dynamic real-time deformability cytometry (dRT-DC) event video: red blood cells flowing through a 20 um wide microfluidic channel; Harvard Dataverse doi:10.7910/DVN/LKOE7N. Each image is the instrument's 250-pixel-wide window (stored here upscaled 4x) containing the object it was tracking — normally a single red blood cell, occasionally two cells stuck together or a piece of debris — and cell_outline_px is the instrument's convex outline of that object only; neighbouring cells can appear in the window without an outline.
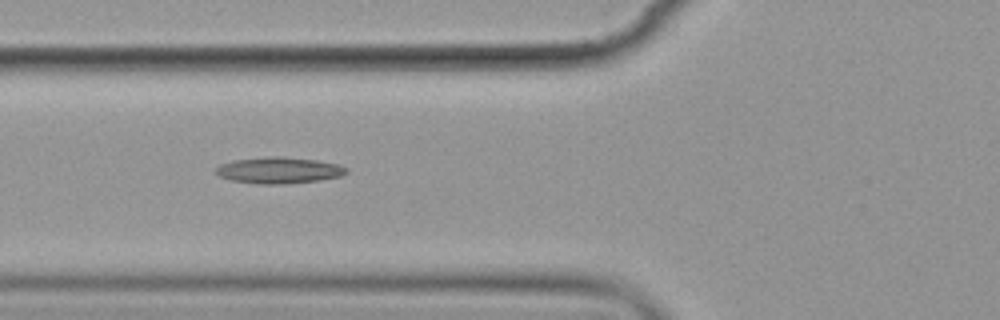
{"species": "common noctule bat (a hibernating species)", "species_latin": "Nyctalus noctula", "temperature_condition": "cold", "stored_images_in_passage": 15, "segment_of_instrument_passage": [1, 2], "camera_frame_rate_fps": 3000, "um_per_image_px": 0.085, "animal": {"sex": "female", "body_mass_g": 19.9}, "frame": {"image": 1, "passage_image": 5, "time_ms": 5.667, "image_size_px": [1000, 320], "cell_outline_px": [[348, 172], [340, 176], [320, 180], [284, 184], [256, 184], [232, 180], [220, 176], [216, 172], [216, 168], [220, 164], [232, 160], [272, 156], [284, 156], [316, 160], [340, 164], [348, 168]], "centroid_in_image_um": [23.73, 14.47], "position_along_channel_um": 102.1, "area_um2": 20.11}}
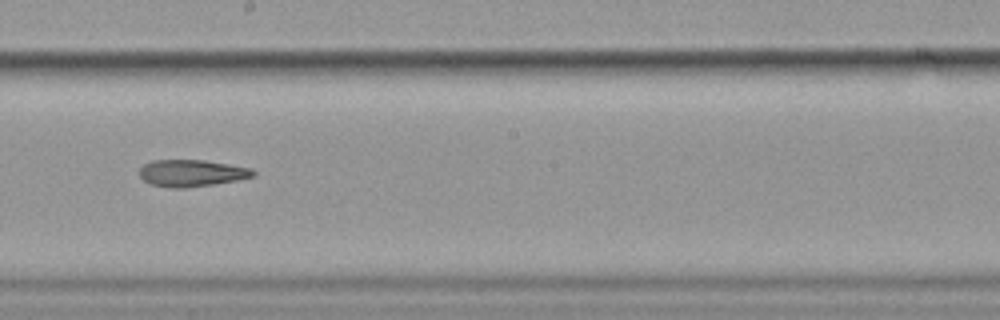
{"frame": {"image": 2, "passage_image": 8, "time_ms": 9.333, "image_size_px": [1000, 320], "cell_outline_px": [[256, 176], [236, 180], [212, 184], [184, 188], [172, 188], [152, 184], [144, 180], [140, 176], [140, 168], [144, 164], [152, 160], [204, 160], [252, 168], [256, 172]], "centroid_in_image_um": [16.31, 14.7], "position_along_channel_um": 231.9, "area_um2": 17.69}}
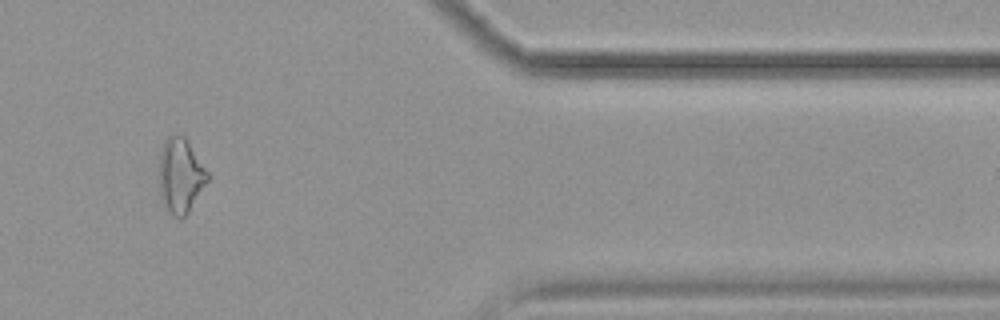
{"frame": {"image": 3, "passage_image": 12, "time_ms": 14.667, "image_size_px": [1000, 320], "cell_outline_px": [[208, 180], [188, 212], [180, 220], [168, 212], [164, 208], [160, 196], [160, 152], [164, 140], [168, 136], [176, 132], [180, 132], [184, 136], [208, 172]], "centroid_in_image_um": [15.32, 14.91], "position_along_channel_um": 396.1, "area_um2": 21.1}}